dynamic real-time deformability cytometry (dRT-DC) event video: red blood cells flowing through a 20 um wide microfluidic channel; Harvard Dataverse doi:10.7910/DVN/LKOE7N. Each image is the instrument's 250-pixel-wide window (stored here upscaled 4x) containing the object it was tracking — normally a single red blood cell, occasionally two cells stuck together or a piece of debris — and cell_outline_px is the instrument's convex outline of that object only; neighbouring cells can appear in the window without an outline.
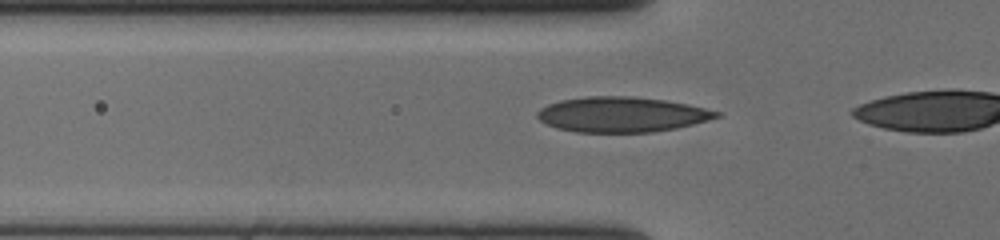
{"species": "human", "species_latin": "Homo sapiens", "temperature_condition": "cold", "stored_images_in_passage": 19, "camera_frame_rate_fps": 3000, "um_per_image_px": 0.085, "donor": {"sex": "female"}, "frame": {"image": 1, "passage_image": 16, "time_ms": 5.0, "image_size_px": [1000, 240], "cell_outline_px": [[720, 116], [708, 120], [676, 128], [652, 132], [576, 132], [556, 128], [540, 120], [536, 116], [536, 112], [540, 108], [548, 104], [560, 100], [588, 96], [632, 96], [664, 100], [688, 104], [720, 112]], "centroid_in_image_um": [52.82, 9.73], "position_along_channel_um": 73.0, "area_um2": 36.65}}